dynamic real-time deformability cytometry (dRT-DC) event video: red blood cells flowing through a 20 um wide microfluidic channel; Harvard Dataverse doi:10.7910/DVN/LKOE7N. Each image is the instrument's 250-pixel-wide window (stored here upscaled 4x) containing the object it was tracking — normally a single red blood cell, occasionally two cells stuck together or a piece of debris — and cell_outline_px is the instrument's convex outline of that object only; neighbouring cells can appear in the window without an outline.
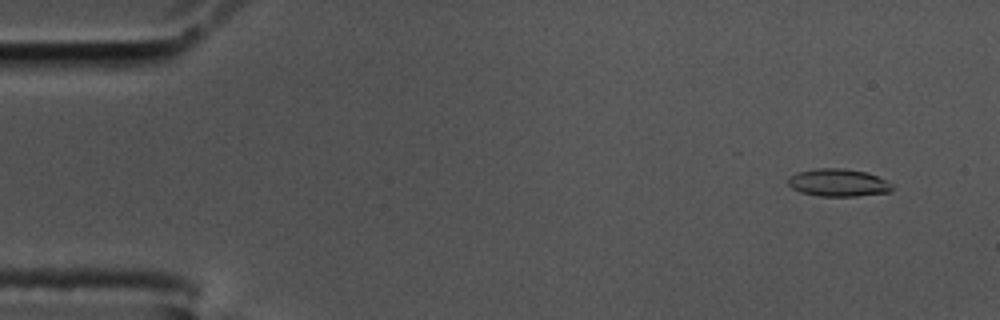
{"species": "common noctule bat (a hibernating species)", "species_latin": "Nyctalus noctula", "temperature_condition": "cold", "stored_images_in_passage": 59, "camera_frame_rate_fps": 3000, "um_per_image_px": 0.085, "animal": {"sex": "male", "body_mass_g": 17.5, "forearm_length_mm": 52.3}, "frame": {"image": 1, "passage_image": 5, "time_ms": 1.333, "image_size_px": [1000, 320], "cell_outline_px": [[896, 188], [888, 192], [856, 196], [820, 196], [800, 192], [792, 188], [788, 184], [788, 176], [796, 172], [816, 168], [844, 168], [868, 172], [892, 184]], "centroid_in_image_um": [71.23, 15.52], "position_along_channel_um": 13.8, "area_um2": 16.88}}
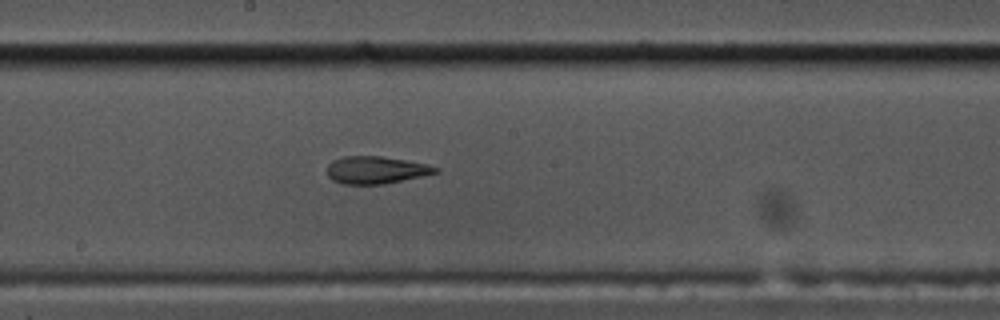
{"frame": {"image": 2, "passage_image": 32, "time_ms": 10.333, "image_size_px": [1000, 320], "cell_outline_px": [[440, 172], [424, 176], [384, 184], [344, 184], [332, 180], [328, 176], [328, 164], [332, 160], [344, 156], [380, 156], [404, 160], [424, 164], [440, 168]], "centroid_in_image_um": [31.96, 14.45], "position_along_channel_um": 216.2, "area_um2": 17.28}}
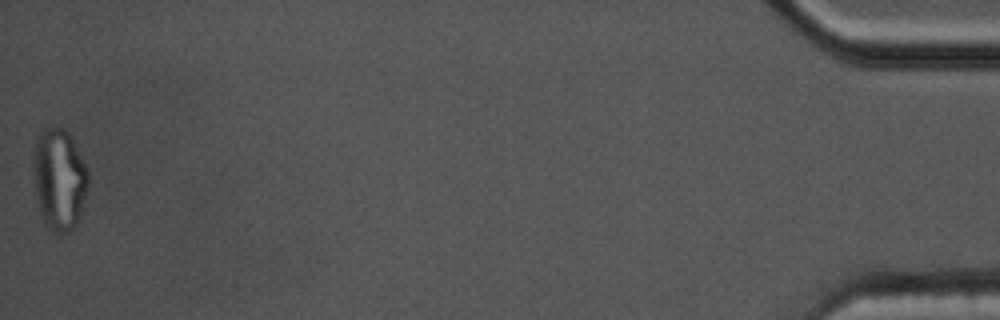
{"frame": {"image": 3, "passage_image": 59, "time_ms": 19.333, "image_size_px": [1000, 320], "cell_outline_px": [[88, 188], [80, 220], [68, 232], [60, 236], [48, 228], [40, 212], [36, 196], [32, 172], [32, 152], [36, 140], [40, 132], [44, 128], [64, 128], [68, 132], [88, 168]], "centroid_in_image_um": [5.03, 15.26], "position_along_channel_um": 430.2, "area_um2": 33.12}, "authors_computed_cell_mechanics": {"area_um2": 17.5134, "velocity_mm_per_s": 3.4582, "shape_relaxation_time_tau1_ms": null, "shape_relaxation_time_tau2_ms": 2.4579, "deformation_change_tau1": null, "deformation_change_tau2": 0.0973}}